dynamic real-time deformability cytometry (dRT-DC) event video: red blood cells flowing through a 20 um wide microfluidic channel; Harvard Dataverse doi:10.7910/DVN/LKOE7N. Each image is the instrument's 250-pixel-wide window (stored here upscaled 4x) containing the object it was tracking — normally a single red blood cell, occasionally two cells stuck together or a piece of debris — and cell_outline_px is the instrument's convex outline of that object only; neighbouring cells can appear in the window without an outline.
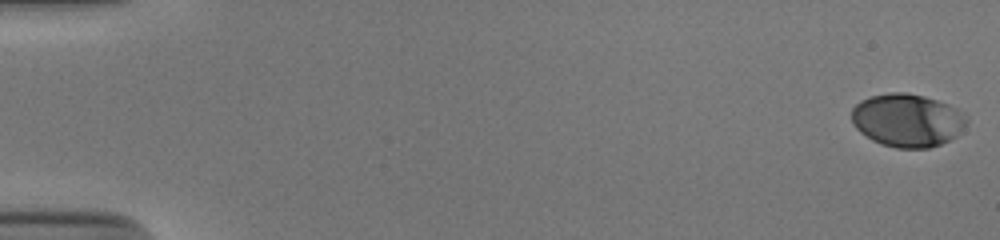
{"species": "human", "species_latin": "Homo sapiens", "temperature_condition": "cold", "stored_images_in_passage": 54, "camera_frame_rate_fps": 3000, "um_per_image_px": 0.085, "donor": {"sex": "male"}, "frame": {"image": 1, "passage_image": 1, "time_ms": 0.0, "image_size_px": [1000, 240], "cell_outline_px": [[968, 120], [956, 136], [940, 144], [928, 148], [896, 148], [880, 144], [872, 140], [860, 132], [856, 128], [852, 120], [852, 108], [860, 100], [868, 96], [888, 92], [908, 92], [924, 96], [948, 104], [956, 108]], "centroid_in_image_um": [77.08, 10.21], "position_along_channel_um": 7.9, "area_um2": 35.6}}
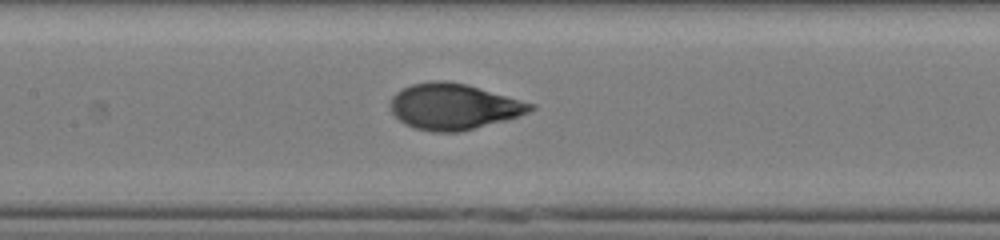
{"frame": {"image": 2, "passage_image": 27, "time_ms": 8.667, "image_size_px": [1000, 240], "cell_outline_px": [[536, 108], [528, 112], [504, 120], [460, 132], [432, 132], [416, 128], [404, 124], [392, 112], [392, 96], [396, 92], [412, 84], [432, 80], [444, 80], [468, 84], [536, 104]], "centroid_in_image_um": [38.57, 9.04], "position_along_channel_um": 168.8, "area_um2": 37.34}}
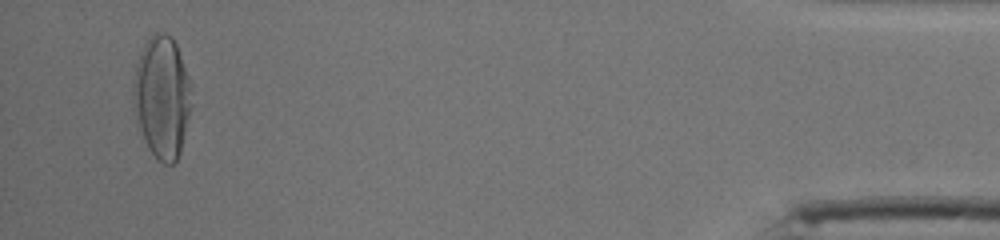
{"frame": {"image": 3, "passage_image": 52, "time_ms": 17.0, "image_size_px": [1000, 240], "cell_outline_px": [[192, 104], [180, 152], [176, 160], [172, 164], [164, 164], [156, 160], [148, 148], [144, 140], [136, 120], [132, 108], [132, 84], [136, 64], [140, 52], [148, 36], [156, 32], [164, 32], [172, 36], [176, 44], [188, 80]], "centroid_in_image_um": [13.72, 8.26], "position_along_channel_um": 421.5, "area_um2": 41.67}, "authors_computed_cell_mechanics": {"area_um2": 36.8764, "velocity_mm_per_s": 3.8782, "shape_relaxation_time_tau1_ms": 4.3192, "shape_relaxation_time_tau2_ms": null, "deformation_change_tau1": 0.202, "deformation_change_tau2": null}}